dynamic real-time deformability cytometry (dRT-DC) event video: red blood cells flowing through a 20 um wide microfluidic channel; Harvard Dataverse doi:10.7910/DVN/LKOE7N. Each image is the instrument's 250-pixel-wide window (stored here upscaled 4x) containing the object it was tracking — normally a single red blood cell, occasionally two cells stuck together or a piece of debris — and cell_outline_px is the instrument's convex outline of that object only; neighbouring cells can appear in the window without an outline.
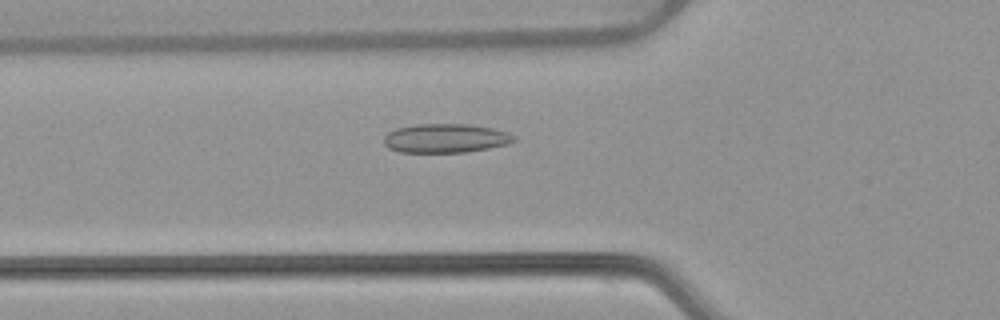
{"species": "common noctule bat (a hibernating species)", "species_latin": "Nyctalus noctula", "temperature_condition": "warm", "stored_images_in_passage": 54, "camera_frame_rate_fps": 3000, "um_per_image_px": 0.085, "animal": {"sex": "female", "body_mass_g": 22.7, "forearm_length_mm": 54.2}, "frame": {"image": 1, "passage_image": 19, "time_ms": 6.0, "image_size_px": [1000, 320], "cell_outline_px": [[516, 140], [508, 144], [488, 148], [464, 152], [400, 152], [388, 148], [384, 144], [384, 136], [388, 132], [396, 128], [416, 124], [468, 124], [492, 128], [508, 132], [516, 136]], "centroid_in_image_um": [37.87, 11.75], "position_along_channel_um": 87.9, "area_um2": 22.02}}
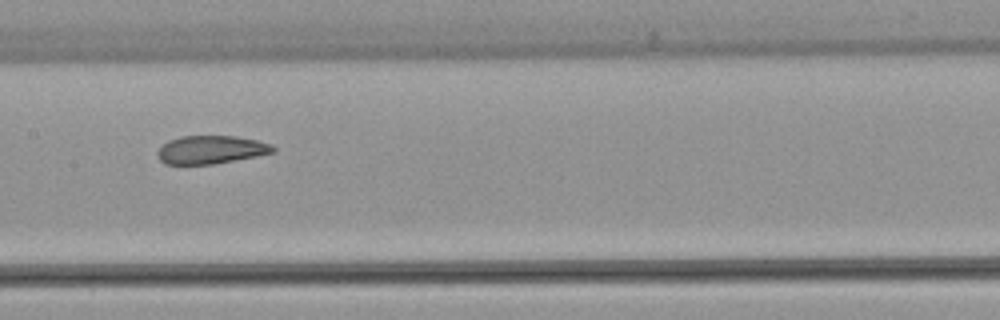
{"frame": {"image": 2, "passage_image": 27, "time_ms": 8.667, "image_size_px": [1000, 320], "cell_outline_px": [[276, 152], [256, 156], [212, 164], [164, 164], [160, 160], [156, 152], [168, 140], [180, 136], [236, 136], [256, 140], [272, 144], [276, 148]], "centroid_in_image_um": [17.94, 12.72], "position_along_channel_um": 189.5, "area_um2": 18.96}}
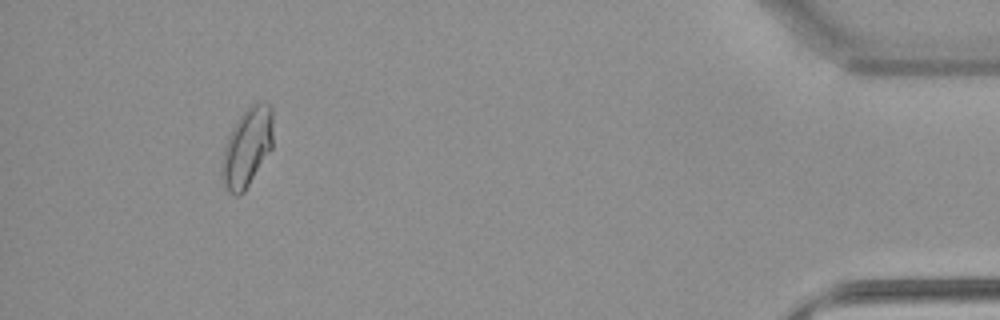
{"frame": {"image": 3, "passage_image": 50, "time_ms": 16.333, "image_size_px": [1000, 320], "cell_outline_px": [[272, 148], [244, 192], [240, 196], [236, 196], [228, 192], [224, 188], [220, 176], [220, 172], [224, 144], [236, 120], [256, 100], [268, 104], [272, 108]], "centroid_in_image_um": [20.97, 12.56], "position_along_channel_um": 414.2, "area_um2": 23.81}, "authors_computed_cell_mechanics": {"area_um2": 21.2993, "velocity_mm_per_s": 3.7878, "shape_relaxation_time_tau1_ms": null, "shape_relaxation_time_tau2_ms": 1.6192, "deformation_change_tau1": null, "deformation_change_tau2": 0.0763}}